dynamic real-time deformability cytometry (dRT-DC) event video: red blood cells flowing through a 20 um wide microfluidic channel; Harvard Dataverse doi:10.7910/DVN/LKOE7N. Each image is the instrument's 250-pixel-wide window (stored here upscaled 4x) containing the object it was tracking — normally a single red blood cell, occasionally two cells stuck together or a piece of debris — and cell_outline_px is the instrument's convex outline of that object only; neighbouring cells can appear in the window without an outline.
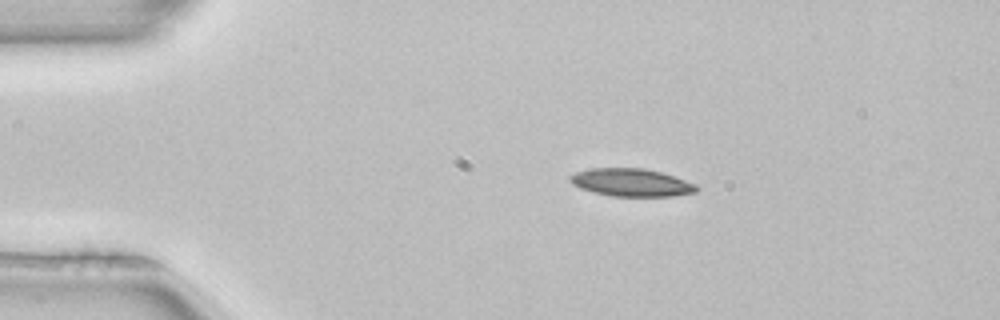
{"species": "common noctule bat (a hibernating species)", "species_latin": "Nyctalus noctula", "temperature_condition": "room temperature", "stored_images_in_passage": 37, "camera_frame_rate_fps": 3000, "um_per_image_px": 0.085, "animal": {"sex": "female", "body_mass_g": 22.7, "forearm_length_mm": 54.2}, "frame": {"image": 1, "passage_image": 1, "time_ms": 0.0, "image_size_px": [1000, 320], "cell_outline_px": [[700, 188], [696, 192], [672, 196], [612, 196], [592, 192], [580, 188], [572, 184], [568, 180], [568, 176], [576, 172], [592, 168], [644, 168], [660, 172], [696, 184]], "centroid_in_image_um": [53.63, 15.51], "position_along_channel_um": 31.4, "area_um2": 20.46}}